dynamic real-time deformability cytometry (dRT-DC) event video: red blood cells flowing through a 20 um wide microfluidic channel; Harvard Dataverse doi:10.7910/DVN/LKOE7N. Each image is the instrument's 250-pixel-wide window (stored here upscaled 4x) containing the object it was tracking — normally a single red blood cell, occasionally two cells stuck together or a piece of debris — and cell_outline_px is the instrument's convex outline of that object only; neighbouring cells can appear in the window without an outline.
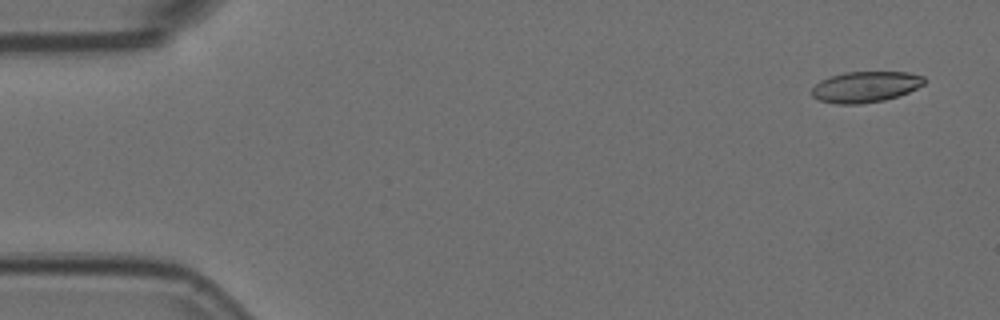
{"species": "Egyptian fruit bat (a non-hibernating species)", "species_latin": "Rousettus aegyptiacus", "temperature_condition": "room temperature", "stored_images_in_passage": 54, "camera_frame_rate_fps": 3000, "um_per_image_px": 0.085, "animal": {"sex": "female"}, "frame": {"image": 1, "passage_image": 3, "time_ms": 0.667, "image_size_px": [1000, 320], "cell_outline_px": [[928, 80], [924, 84], [908, 92], [884, 100], [860, 104], [836, 104], [820, 100], [812, 96], [812, 88], [820, 80], [828, 76], [844, 72], [908, 72], [924, 76]], "centroid_in_image_um": [73.56, 7.37], "position_along_channel_um": 11.4, "area_um2": 20.35}}
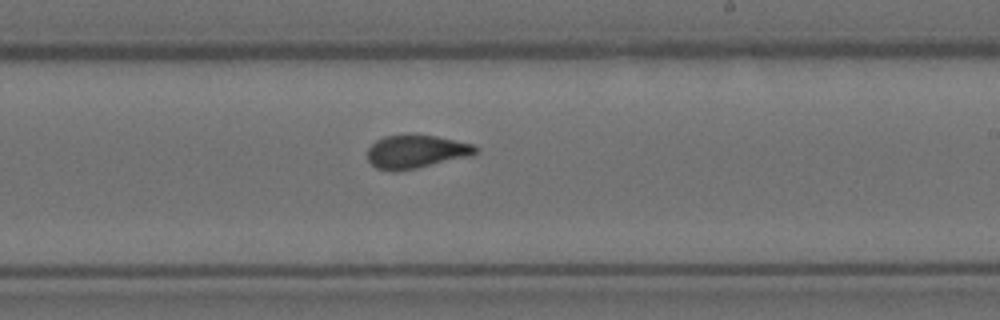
{"frame": {"image": 2, "passage_image": 32, "time_ms": 10.333, "image_size_px": [1000, 320], "cell_outline_px": [[480, 148], [472, 156], [416, 168], [392, 172], [376, 168], [368, 160], [368, 148], [376, 140], [384, 136], [408, 132], [436, 136], [456, 140], [472, 144]], "centroid_in_image_um": [35.36, 12.86], "position_along_channel_um": 253.6, "area_um2": 21.5}}
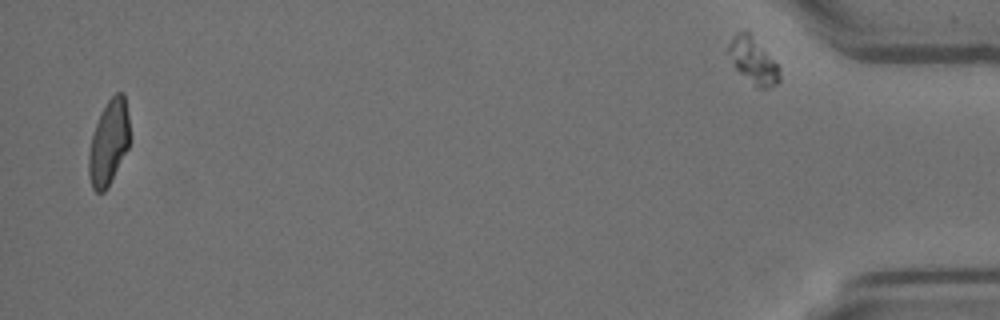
{"frame": {"image": 3, "passage_image": 53, "time_ms": 17.333, "image_size_px": [1000, 320], "cell_outline_px": [[128, 148], [104, 192], [96, 192], [92, 188], [88, 176], [88, 156], [92, 136], [100, 112], [108, 100], [116, 92], [124, 92], [128, 116]], "centroid_in_image_um": [9.22, 12.1], "position_along_channel_um": 426.0, "area_um2": 19.94}, "authors_computed_cell_mechanics": {"area_um2": 21.1548, "velocity_mm_per_s": 3.7672, "shape_relaxation_time_tau1_ms": null, "shape_relaxation_time_tau2_ms": 1.2586, "deformation_change_tau1": null, "deformation_change_tau2": 0.077}}